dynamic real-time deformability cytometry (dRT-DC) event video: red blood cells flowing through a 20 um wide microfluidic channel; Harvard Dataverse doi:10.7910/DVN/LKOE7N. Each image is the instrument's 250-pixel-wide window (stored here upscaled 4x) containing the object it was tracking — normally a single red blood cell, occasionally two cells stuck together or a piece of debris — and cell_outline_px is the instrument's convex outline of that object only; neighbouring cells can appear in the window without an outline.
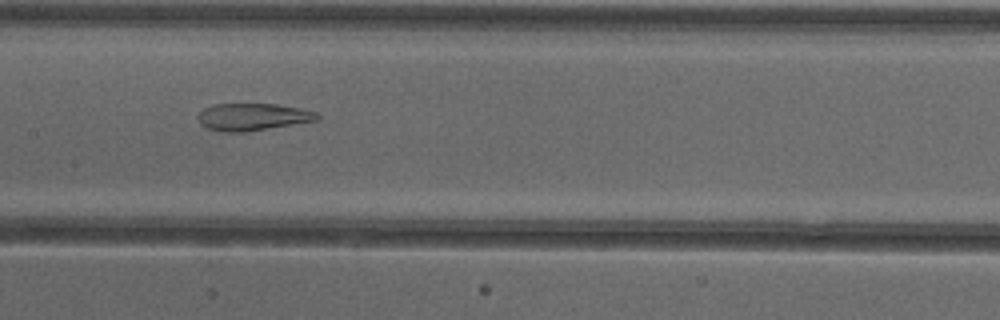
{"species": "common noctule bat (a hibernating species)", "species_latin": "Nyctalus noctula", "temperature_condition": "cold", "stored_images_in_passage": 48, "camera_frame_rate_fps": 3000, "um_per_image_px": 0.085, "animal": {"sex": "female"}, "frame": {"image": 1, "passage_image": 22, "time_ms": 7.0, "image_size_px": [1000, 320], "cell_outline_px": [[320, 120], [244, 132], [220, 132], [208, 128], [200, 124], [196, 116], [204, 108], [212, 104], [276, 104], [300, 108], [316, 112], [320, 116]], "centroid_in_image_um": [21.46, 9.94], "position_along_channel_um": 185.9, "area_um2": 19.02}}
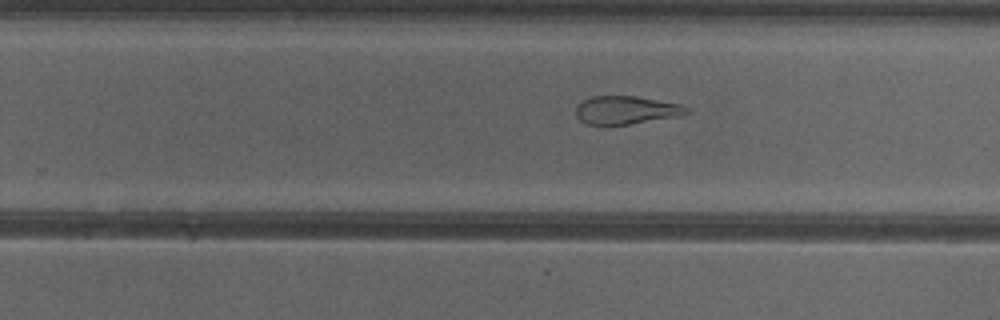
{"frame": {"image": 2, "passage_image": 29, "time_ms": 9.333, "image_size_px": [1000, 320], "cell_outline_px": [[692, 112], [680, 116], [628, 124], [588, 124], [580, 120], [576, 116], [576, 108], [584, 100], [592, 96], [636, 96], [680, 104], [688, 108]], "centroid_in_image_um": [53.26, 9.35], "position_along_channel_um": 276.5, "area_um2": 17.98}}
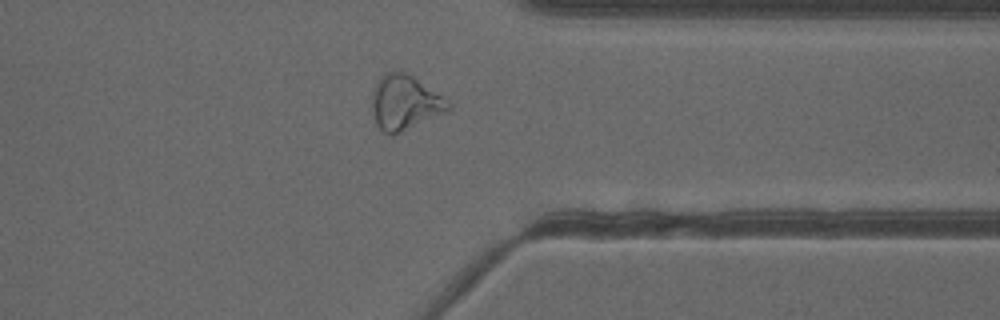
{"frame": {"image": 3, "passage_image": 37, "time_ms": 12.0, "image_size_px": [1000, 320], "cell_outline_px": [[452, 108], [392, 136], [384, 132], [376, 124], [372, 112], [372, 88], [380, 76], [384, 72], [404, 72], [412, 76], [452, 104]], "centroid_in_image_um": [34.34, 8.72], "position_along_channel_um": 377.1, "area_um2": 23.87}, "authors_computed_cell_mechanics": {"area_um2": 24.4205, "velocity_mm_per_s": 3.9034, "shape_relaxation_time_tau1_ms": null, "shape_relaxation_time_tau2_ms": 2.9939, "deformation_change_tau1": null, "deformation_change_tau2": 0.1298}}